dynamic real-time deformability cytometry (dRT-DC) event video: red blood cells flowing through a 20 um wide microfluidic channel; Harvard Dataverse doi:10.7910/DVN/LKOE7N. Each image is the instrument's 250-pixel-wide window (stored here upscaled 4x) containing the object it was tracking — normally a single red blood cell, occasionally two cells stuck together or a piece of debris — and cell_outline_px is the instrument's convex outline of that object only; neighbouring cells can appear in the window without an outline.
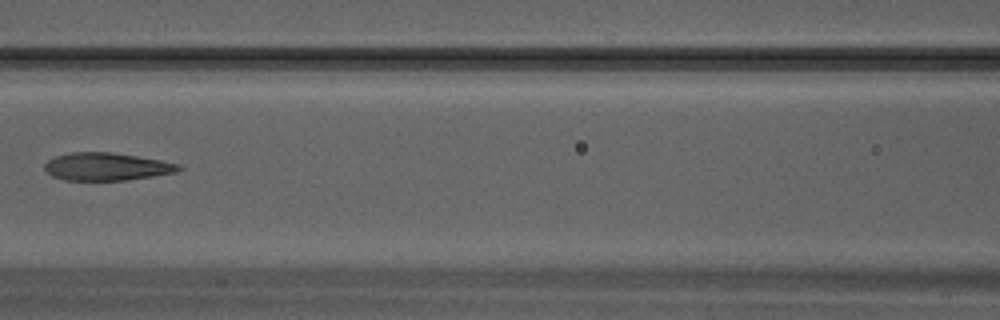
{"species": "Egyptian fruit bat (a non-hibernating species)", "species_latin": "Rousettus aegyptiacus", "temperature_condition": "warm", "stored_images_in_passage": 31, "camera_frame_rate_fps": 3000, "um_per_image_px": 0.085, "animal": {"sex": "male"}, "frame": {"image": 1, "passage_image": 14, "time_ms": 4.333, "image_size_px": [1000, 320], "cell_outline_px": [[184, 168], [176, 172], [152, 176], [124, 180], [64, 180], [52, 176], [44, 168], [44, 164], [48, 160], [56, 156], [72, 152], [112, 152], [160, 160], [180, 164]], "centroid_in_image_um": [9.06, 14.16], "position_along_channel_um": 157.5, "area_um2": 21.56}}
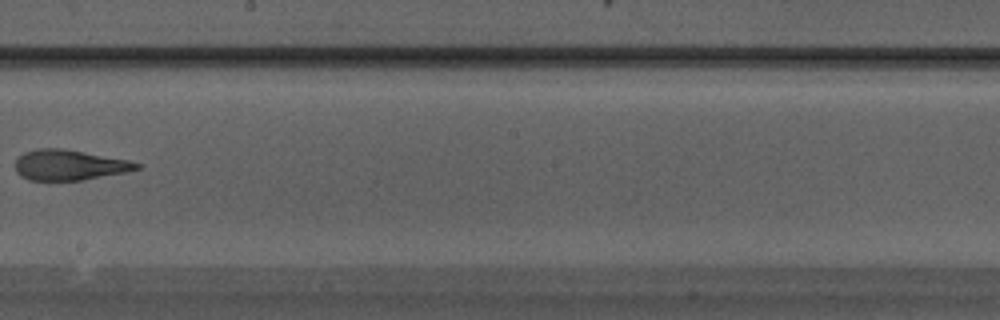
{"frame": {"image": 2, "passage_image": 18, "time_ms": 5.667, "image_size_px": [1000, 320], "cell_outline_px": [[144, 164], [140, 168], [124, 172], [84, 180], [28, 180], [20, 176], [16, 172], [16, 160], [24, 152], [36, 148], [60, 148], [128, 160]], "centroid_in_image_um": [5.87, 14.03], "position_along_channel_um": 242.3, "area_um2": 21.39}}
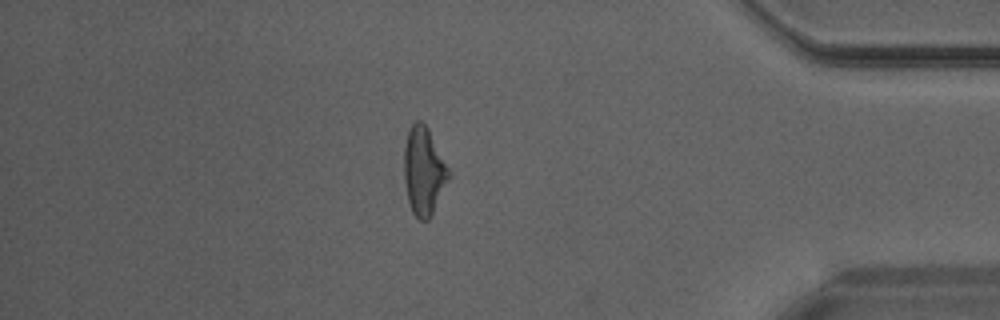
{"frame": {"image": 3, "passage_image": 27, "time_ms": 8.667, "image_size_px": [1000, 320], "cell_outline_px": [[452, 176], [428, 220], [420, 220], [412, 212], [408, 200], [404, 180], [404, 148], [408, 132], [412, 124], [416, 120], [420, 120], [428, 128], [452, 172]], "centroid_in_image_um": [36.05, 14.53], "position_along_channel_um": 399.2, "area_um2": 23.06}}